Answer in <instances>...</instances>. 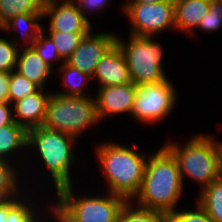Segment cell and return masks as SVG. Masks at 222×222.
<instances>
[{"instance_id":"obj_1","label":"cell","mask_w":222,"mask_h":222,"mask_svg":"<svg viewBox=\"0 0 222 222\" xmlns=\"http://www.w3.org/2000/svg\"><path fill=\"white\" fill-rule=\"evenodd\" d=\"M184 184L176 158L162 146L148 156L143 182L134 198L136 206L159 211L166 216L176 210L182 196Z\"/></svg>"},{"instance_id":"obj_2","label":"cell","mask_w":222,"mask_h":222,"mask_svg":"<svg viewBox=\"0 0 222 222\" xmlns=\"http://www.w3.org/2000/svg\"><path fill=\"white\" fill-rule=\"evenodd\" d=\"M135 148L134 143L128 147L119 143L102 142L95 150L102 175L108 181V192L127 202L132 201L141 189L149 156L146 153L139 154Z\"/></svg>"},{"instance_id":"obj_3","label":"cell","mask_w":222,"mask_h":222,"mask_svg":"<svg viewBox=\"0 0 222 222\" xmlns=\"http://www.w3.org/2000/svg\"><path fill=\"white\" fill-rule=\"evenodd\" d=\"M74 186H66L55 192L57 203H49L48 209L57 222H116L126 200L107 192V195L80 196L73 193ZM51 204V205H50Z\"/></svg>"},{"instance_id":"obj_4","label":"cell","mask_w":222,"mask_h":222,"mask_svg":"<svg viewBox=\"0 0 222 222\" xmlns=\"http://www.w3.org/2000/svg\"><path fill=\"white\" fill-rule=\"evenodd\" d=\"M76 140L78 138L43 126L27 130V148L37 150L35 154L39 155L38 160L40 158L54 181V192L73 185L71 165L77 164V158L72 149L75 148Z\"/></svg>"},{"instance_id":"obj_5","label":"cell","mask_w":222,"mask_h":222,"mask_svg":"<svg viewBox=\"0 0 222 222\" xmlns=\"http://www.w3.org/2000/svg\"><path fill=\"white\" fill-rule=\"evenodd\" d=\"M164 146L176 158L181 179L185 176L198 182L203 190L219 178L218 155L219 141L207 134L192 136L184 145L173 141Z\"/></svg>"},{"instance_id":"obj_6","label":"cell","mask_w":222,"mask_h":222,"mask_svg":"<svg viewBox=\"0 0 222 222\" xmlns=\"http://www.w3.org/2000/svg\"><path fill=\"white\" fill-rule=\"evenodd\" d=\"M99 121L95 96L74 97L51 92L42 126L78 138Z\"/></svg>"},{"instance_id":"obj_7","label":"cell","mask_w":222,"mask_h":222,"mask_svg":"<svg viewBox=\"0 0 222 222\" xmlns=\"http://www.w3.org/2000/svg\"><path fill=\"white\" fill-rule=\"evenodd\" d=\"M153 36L129 35L128 40L116 35V44L121 49L132 83L155 84L167 79L163 67V48Z\"/></svg>"},{"instance_id":"obj_8","label":"cell","mask_w":222,"mask_h":222,"mask_svg":"<svg viewBox=\"0 0 222 222\" xmlns=\"http://www.w3.org/2000/svg\"><path fill=\"white\" fill-rule=\"evenodd\" d=\"M131 117L137 122L153 124L167 118L177 101V90L167 78L155 84L136 85Z\"/></svg>"},{"instance_id":"obj_9","label":"cell","mask_w":222,"mask_h":222,"mask_svg":"<svg viewBox=\"0 0 222 222\" xmlns=\"http://www.w3.org/2000/svg\"><path fill=\"white\" fill-rule=\"evenodd\" d=\"M122 11L129 18L131 35L156 36L167 28L175 29L174 1L124 3Z\"/></svg>"},{"instance_id":"obj_10","label":"cell","mask_w":222,"mask_h":222,"mask_svg":"<svg viewBox=\"0 0 222 222\" xmlns=\"http://www.w3.org/2000/svg\"><path fill=\"white\" fill-rule=\"evenodd\" d=\"M115 43L116 33L94 34L91 30L82 38L78 47L65 62L93 77L99 60Z\"/></svg>"},{"instance_id":"obj_11","label":"cell","mask_w":222,"mask_h":222,"mask_svg":"<svg viewBox=\"0 0 222 222\" xmlns=\"http://www.w3.org/2000/svg\"><path fill=\"white\" fill-rule=\"evenodd\" d=\"M49 18V32L89 33L93 27L74 1H55L43 5V18Z\"/></svg>"},{"instance_id":"obj_12","label":"cell","mask_w":222,"mask_h":222,"mask_svg":"<svg viewBox=\"0 0 222 222\" xmlns=\"http://www.w3.org/2000/svg\"><path fill=\"white\" fill-rule=\"evenodd\" d=\"M136 90L134 83L99 87L95 100L100 122L104 118L121 113H129L131 116Z\"/></svg>"},{"instance_id":"obj_13","label":"cell","mask_w":222,"mask_h":222,"mask_svg":"<svg viewBox=\"0 0 222 222\" xmlns=\"http://www.w3.org/2000/svg\"><path fill=\"white\" fill-rule=\"evenodd\" d=\"M92 79L100 87L132 83L125 57L116 43L99 60Z\"/></svg>"},{"instance_id":"obj_14","label":"cell","mask_w":222,"mask_h":222,"mask_svg":"<svg viewBox=\"0 0 222 222\" xmlns=\"http://www.w3.org/2000/svg\"><path fill=\"white\" fill-rule=\"evenodd\" d=\"M51 93L40 88L37 92L13 104L14 121L26 130L43 125L46 107Z\"/></svg>"},{"instance_id":"obj_15","label":"cell","mask_w":222,"mask_h":222,"mask_svg":"<svg viewBox=\"0 0 222 222\" xmlns=\"http://www.w3.org/2000/svg\"><path fill=\"white\" fill-rule=\"evenodd\" d=\"M15 71L44 89L54 70L32 47L25 46V48L19 49Z\"/></svg>"},{"instance_id":"obj_16","label":"cell","mask_w":222,"mask_h":222,"mask_svg":"<svg viewBox=\"0 0 222 222\" xmlns=\"http://www.w3.org/2000/svg\"><path fill=\"white\" fill-rule=\"evenodd\" d=\"M211 0H180L174 2L175 29L194 34L201 19L208 14ZM191 31V32H190Z\"/></svg>"},{"instance_id":"obj_17","label":"cell","mask_w":222,"mask_h":222,"mask_svg":"<svg viewBox=\"0 0 222 222\" xmlns=\"http://www.w3.org/2000/svg\"><path fill=\"white\" fill-rule=\"evenodd\" d=\"M26 147L27 130L23 126L14 121L12 124L0 127V159L13 163L17 160L15 157L19 154L18 150H28Z\"/></svg>"},{"instance_id":"obj_18","label":"cell","mask_w":222,"mask_h":222,"mask_svg":"<svg viewBox=\"0 0 222 222\" xmlns=\"http://www.w3.org/2000/svg\"><path fill=\"white\" fill-rule=\"evenodd\" d=\"M43 18V14H21L10 19L6 24H4L0 30L5 33L15 32V34L20 32V37L27 45L26 47H31L35 39L38 37L39 33L42 31V24L40 22ZM25 29H22L24 28ZM22 29V30H21ZM24 30V31H23ZM17 31V32H16Z\"/></svg>"},{"instance_id":"obj_19","label":"cell","mask_w":222,"mask_h":222,"mask_svg":"<svg viewBox=\"0 0 222 222\" xmlns=\"http://www.w3.org/2000/svg\"><path fill=\"white\" fill-rule=\"evenodd\" d=\"M62 76L61 85L64 86V90L60 92H55L64 96H90L86 95V92L83 91L87 89L89 81L92 80V77L86 73L81 72L79 69H76L66 62H64L60 67L56 68Z\"/></svg>"},{"instance_id":"obj_20","label":"cell","mask_w":222,"mask_h":222,"mask_svg":"<svg viewBox=\"0 0 222 222\" xmlns=\"http://www.w3.org/2000/svg\"><path fill=\"white\" fill-rule=\"evenodd\" d=\"M199 193V199L196 202L213 222H222V179L217 178Z\"/></svg>"},{"instance_id":"obj_21","label":"cell","mask_w":222,"mask_h":222,"mask_svg":"<svg viewBox=\"0 0 222 222\" xmlns=\"http://www.w3.org/2000/svg\"><path fill=\"white\" fill-rule=\"evenodd\" d=\"M14 163L0 159V200L19 197L23 194L21 189H25L24 184L22 188L20 187L19 180L21 179L18 176L21 171L16 166L17 162Z\"/></svg>"},{"instance_id":"obj_22","label":"cell","mask_w":222,"mask_h":222,"mask_svg":"<svg viewBox=\"0 0 222 222\" xmlns=\"http://www.w3.org/2000/svg\"><path fill=\"white\" fill-rule=\"evenodd\" d=\"M42 0H0V28L21 14H43Z\"/></svg>"},{"instance_id":"obj_23","label":"cell","mask_w":222,"mask_h":222,"mask_svg":"<svg viewBox=\"0 0 222 222\" xmlns=\"http://www.w3.org/2000/svg\"><path fill=\"white\" fill-rule=\"evenodd\" d=\"M26 193L27 192L24 193L25 196L22 194L23 196L21 195L19 197L8 199V215L6 216V222H35L38 219L37 215L39 214H37V212L39 213V211L33 206V204L36 205L37 203L29 202L32 201L29 200L31 199V196H28L27 199Z\"/></svg>"},{"instance_id":"obj_24","label":"cell","mask_w":222,"mask_h":222,"mask_svg":"<svg viewBox=\"0 0 222 222\" xmlns=\"http://www.w3.org/2000/svg\"><path fill=\"white\" fill-rule=\"evenodd\" d=\"M133 203L135 202H126L116 222H166L165 214L155 210L136 207V204Z\"/></svg>"},{"instance_id":"obj_25","label":"cell","mask_w":222,"mask_h":222,"mask_svg":"<svg viewBox=\"0 0 222 222\" xmlns=\"http://www.w3.org/2000/svg\"><path fill=\"white\" fill-rule=\"evenodd\" d=\"M88 33L48 32L55 44L61 59L65 62Z\"/></svg>"},{"instance_id":"obj_26","label":"cell","mask_w":222,"mask_h":222,"mask_svg":"<svg viewBox=\"0 0 222 222\" xmlns=\"http://www.w3.org/2000/svg\"><path fill=\"white\" fill-rule=\"evenodd\" d=\"M39 89L40 87L38 85L13 70L9 82L8 102L13 105L18 100L37 92Z\"/></svg>"},{"instance_id":"obj_27","label":"cell","mask_w":222,"mask_h":222,"mask_svg":"<svg viewBox=\"0 0 222 222\" xmlns=\"http://www.w3.org/2000/svg\"><path fill=\"white\" fill-rule=\"evenodd\" d=\"M12 36L10 39H5L0 37V71L1 72H12L15 70L17 55L19 49L21 48V42L18 39V36L15 35V38ZM17 38V39H16ZM19 40V41H18ZM20 46V47H18Z\"/></svg>"},{"instance_id":"obj_28","label":"cell","mask_w":222,"mask_h":222,"mask_svg":"<svg viewBox=\"0 0 222 222\" xmlns=\"http://www.w3.org/2000/svg\"><path fill=\"white\" fill-rule=\"evenodd\" d=\"M44 31L45 28L44 26H42V31L39 33L38 37L35 39L31 47L51 67H54L53 63L56 61H60V67L64 63V61L61 59L59 52L52 39L48 35H45Z\"/></svg>"},{"instance_id":"obj_29","label":"cell","mask_w":222,"mask_h":222,"mask_svg":"<svg viewBox=\"0 0 222 222\" xmlns=\"http://www.w3.org/2000/svg\"><path fill=\"white\" fill-rule=\"evenodd\" d=\"M222 27V2L220 0H211L210 9L207 15L203 17L197 26V29L207 32H217Z\"/></svg>"},{"instance_id":"obj_30","label":"cell","mask_w":222,"mask_h":222,"mask_svg":"<svg viewBox=\"0 0 222 222\" xmlns=\"http://www.w3.org/2000/svg\"><path fill=\"white\" fill-rule=\"evenodd\" d=\"M166 222H213L206 211L196 203L194 210H175L166 216Z\"/></svg>"},{"instance_id":"obj_31","label":"cell","mask_w":222,"mask_h":222,"mask_svg":"<svg viewBox=\"0 0 222 222\" xmlns=\"http://www.w3.org/2000/svg\"><path fill=\"white\" fill-rule=\"evenodd\" d=\"M77 5L78 9L81 11L83 16L92 24L90 18L88 17L91 12H99V10L104 9L106 5L110 4V0H73ZM88 10V11H87ZM88 12V15H87Z\"/></svg>"},{"instance_id":"obj_32","label":"cell","mask_w":222,"mask_h":222,"mask_svg":"<svg viewBox=\"0 0 222 222\" xmlns=\"http://www.w3.org/2000/svg\"><path fill=\"white\" fill-rule=\"evenodd\" d=\"M13 122V105L9 102H0V127L12 124Z\"/></svg>"},{"instance_id":"obj_33","label":"cell","mask_w":222,"mask_h":222,"mask_svg":"<svg viewBox=\"0 0 222 222\" xmlns=\"http://www.w3.org/2000/svg\"><path fill=\"white\" fill-rule=\"evenodd\" d=\"M11 72L0 71V102H8Z\"/></svg>"},{"instance_id":"obj_34","label":"cell","mask_w":222,"mask_h":222,"mask_svg":"<svg viewBox=\"0 0 222 222\" xmlns=\"http://www.w3.org/2000/svg\"><path fill=\"white\" fill-rule=\"evenodd\" d=\"M8 215V199L0 200V222H6Z\"/></svg>"},{"instance_id":"obj_35","label":"cell","mask_w":222,"mask_h":222,"mask_svg":"<svg viewBox=\"0 0 222 222\" xmlns=\"http://www.w3.org/2000/svg\"><path fill=\"white\" fill-rule=\"evenodd\" d=\"M218 173H219V178L222 179V142L221 141H219Z\"/></svg>"},{"instance_id":"obj_36","label":"cell","mask_w":222,"mask_h":222,"mask_svg":"<svg viewBox=\"0 0 222 222\" xmlns=\"http://www.w3.org/2000/svg\"><path fill=\"white\" fill-rule=\"evenodd\" d=\"M164 0H126L125 3H156Z\"/></svg>"},{"instance_id":"obj_37","label":"cell","mask_w":222,"mask_h":222,"mask_svg":"<svg viewBox=\"0 0 222 222\" xmlns=\"http://www.w3.org/2000/svg\"><path fill=\"white\" fill-rule=\"evenodd\" d=\"M44 4L46 3H51V2H55V1H60V0H42ZM61 1H73V0H61Z\"/></svg>"},{"instance_id":"obj_38","label":"cell","mask_w":222,"mask_h":222,"mask_svg":"<svg viewBox=\"0 0 222 222\" xmlns=\"http://www.w3.org/2000/svg\"><path fill=\"white\" fill-rule=\"evenodd\" d=\"M39 218L41 219L42 216L38 217V219L35 222H45V221L39 220Z\"/></svg>"}]
</instances>
